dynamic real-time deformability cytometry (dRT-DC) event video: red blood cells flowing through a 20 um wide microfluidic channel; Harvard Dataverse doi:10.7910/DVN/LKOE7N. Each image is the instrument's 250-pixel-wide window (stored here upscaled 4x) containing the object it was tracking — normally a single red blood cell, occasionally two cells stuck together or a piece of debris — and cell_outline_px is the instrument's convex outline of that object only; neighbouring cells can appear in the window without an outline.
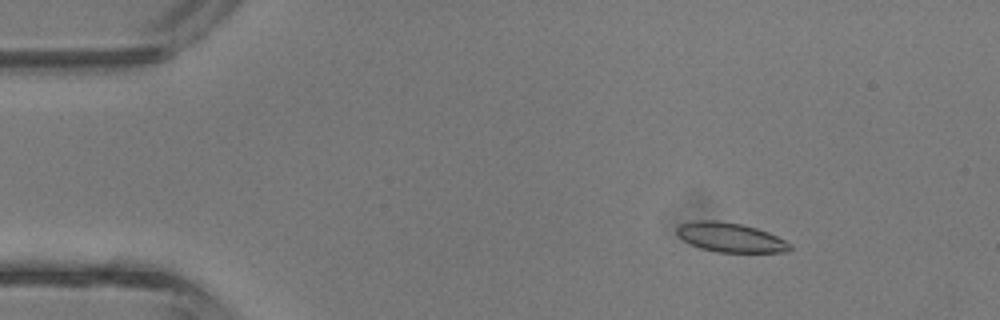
{"species": "common noctule bat (a hibernating species)", "species_latin": "Nyctalus noctula", "temperature_condition": "room temperature", "stored_images_in_passage": 43, "camera_frame_rate_fps": 3000, "um_per_image_px": 0.085, "animal": {"sex": "male", "body_mass_g": 13.3}, "frame": {"image": 1, "passage_image": 6, "time_ms": 1.667, "image_size_px": [1000, 320], "cell_outline_px": [[792, 248], [784, 252], [716, 252], [700, 248], [684, 240], [676, 232], [676, 228], [680, 224], [696, 220], [716, 220], [740, 224], [756, 228], [768, 232], [792, 244]], "centroid_in_image_um": [62.08, 20.18], "position_along_channel_um": 22.9, "area_um2": 19.19}}
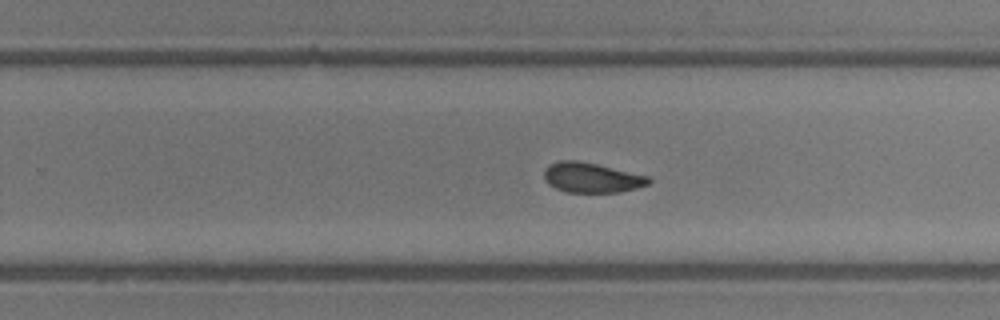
{"frame": {"image": 2, "passage_image": 27, "time_ms": 8.667, "image_size_px": [1000, 320], "cell_outline_px": [[652, 180], [648, 184], [636, 188], [620, 192], [568, 192], [556, 188], [548, 184], [544, 180], [544, 168], [548, 164], [560, 160], [576, 160], [596, 164], [648, 176]], "centroid_in_image_um": [50.24, 15.09], "position_along_channel_um": 279.6, "area_um2": 18.21}}
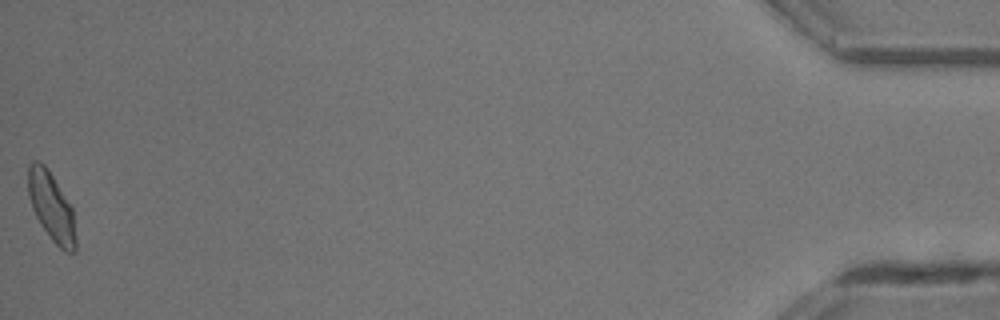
{"frame": {"image": 3, "passage_image": 43, "time_ms": 14.0, "image_size_px": [1000, 320], "cell_outline_px": [[76, 252], [64, 252], [52, 240], [40, 224], [32, 208], [28, 196], [28, 164], [32, 160], [40, 160], [48, 168], [72, 208], [76, 240]], "centroid_in_image_um": [4.35, 17.55], "position_along_channel_um": 430.8, "area_um2": 19.13}, "authors_computed_cell_mechanics": {"area_um2": 18.785, "velocity_mm_per_s": 4.7811, "shape_relaxation_time_tau1_ms": null, "shape_relaxation_time_tau2_ms": 2.4188, "deformation_change_tau1": null, "deformation_change_tau2": 0.0828}}